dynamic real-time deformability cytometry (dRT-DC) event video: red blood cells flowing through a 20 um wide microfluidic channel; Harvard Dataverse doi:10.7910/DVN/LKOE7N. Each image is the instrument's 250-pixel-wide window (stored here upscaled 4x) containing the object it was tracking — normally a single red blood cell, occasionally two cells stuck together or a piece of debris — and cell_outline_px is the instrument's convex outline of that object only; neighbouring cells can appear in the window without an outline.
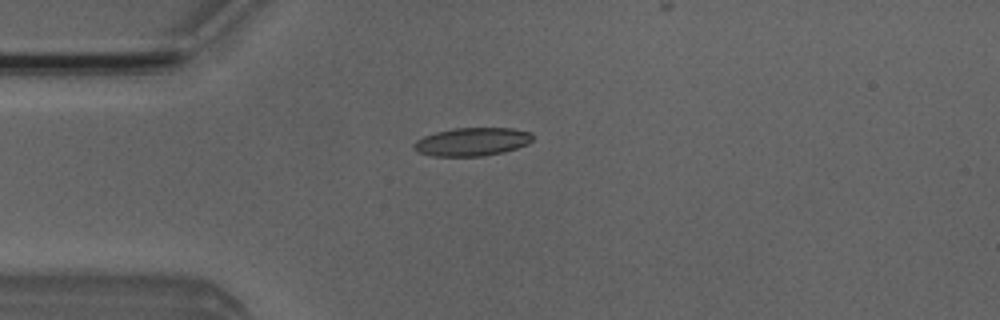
{"species": "Egyptian fruit bat (a non-hibernating species)", "species_latin": "Rousettus aegyptiacus", "temperature_condition": "room temperature", "stored_images_in_passage": 4, "camera_frame_rate_fps": 3000, "um_per_image_px": 0.085, "animal": {"sex": "male"}, "frame": {"image": 1, "passage_image": 2, "time_ms": 1.333, "image_size_px": [1000, 320], "cell_outline_px": [[532, 140], [528, 144], [504, 152], [480, 156], [432, 156], [420, 152], [412, 148], [412, 144], [416, 140], [424, 136], [436, 132], [452, 128], [512, 128], [532, 132]], "centroid_in_image_um": [40.12, 12.04], "position_along_channel_um": 44.9, "area_um2": 19.59}}